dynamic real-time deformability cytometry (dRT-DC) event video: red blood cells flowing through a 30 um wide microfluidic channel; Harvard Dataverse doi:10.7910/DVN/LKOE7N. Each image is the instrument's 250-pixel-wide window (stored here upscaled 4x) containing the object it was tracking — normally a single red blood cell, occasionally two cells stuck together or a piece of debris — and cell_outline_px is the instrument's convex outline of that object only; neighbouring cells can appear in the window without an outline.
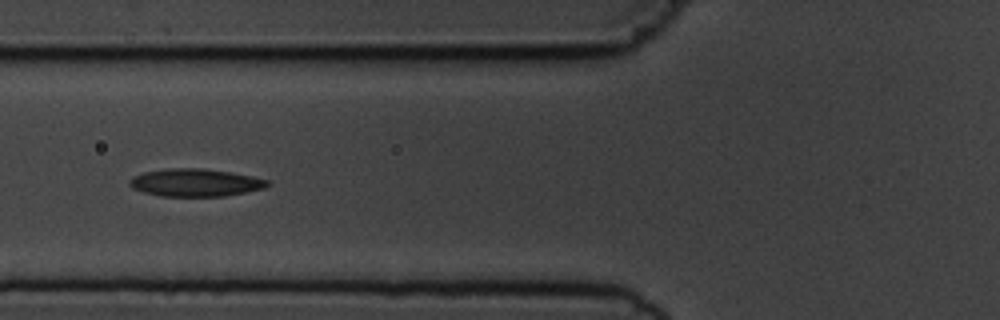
{"species": "common noctule bat (a hibernating species)", "species_latin": "Nyctalus noctula", "temperature_condition": "cold", "stored_images_in_passage": 10, "camera_frame_rate_fps": 3000, "um_per_image_px": 0.085, "animal": {"sex": "male", "body_mass_g": 19.5, "forearm_length_mm": 54.6}, "frame": {"image": 1, "passage_image": 5, "time_ms": 4.667, "image_size_px": [1000, 320], "cell_outline_px": [[272, 184], [264, 188], [224, 196], [160, 196], [144, 192], [132, 188], [128, 184], [128, 180], [132, 176], [144, 172], [168, 168], [204, 168], [232, 172], [252, 176], [268, 180]], "centroid_in_image_um": [16.59, 15.51], "position_along_channel_um": 109.2, "area_um2": 22.37}}
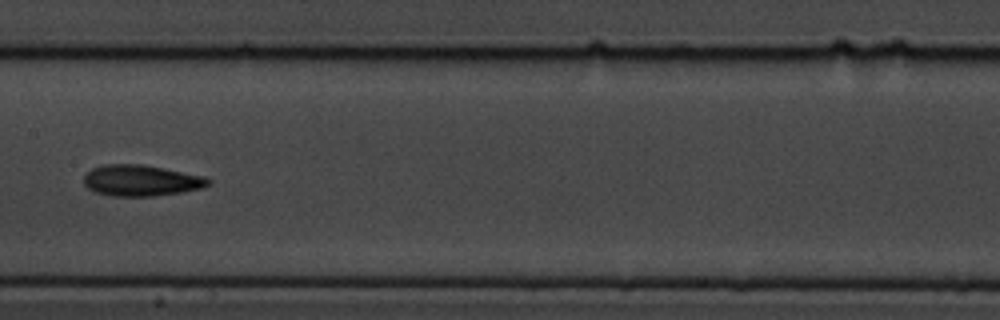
{"frame": {"image": 2, "passage_image": 7, "time_ms": 7.0, "image_size_px": [1000, 320], "cell_outline_px": [[212, 184], [200, 188], [180, 192], [152, 196], [112, 196], [96, 192], [88, 188], [84, 184], [84, 176], [92, 168], [104, 164], [140, 164], [204, 176], [212, 180]], "centroid_in_image_um": [11.98, 15.34], "position_along_channel_um": 195.4, "area_um2": 22.37}}
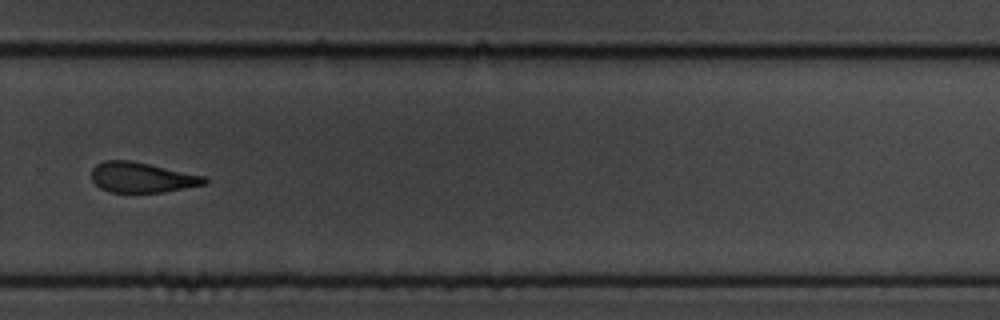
{"frame": {"image": 3, "passage_image": 10, "time_ms": 10.333, "image_size_px": [1000, 320], "cell_outline_px": [[208, 180], [204, 184], [164, 192], [108, 192], [100, 188], [92, 180], [92, 168], [96, 164], [104, 160], [132, 160], [204, 176]], "centroid_in_image_um": [12.02, 15.07], "position_along_channel_um": 317.8, "area_um2": 19.83}}